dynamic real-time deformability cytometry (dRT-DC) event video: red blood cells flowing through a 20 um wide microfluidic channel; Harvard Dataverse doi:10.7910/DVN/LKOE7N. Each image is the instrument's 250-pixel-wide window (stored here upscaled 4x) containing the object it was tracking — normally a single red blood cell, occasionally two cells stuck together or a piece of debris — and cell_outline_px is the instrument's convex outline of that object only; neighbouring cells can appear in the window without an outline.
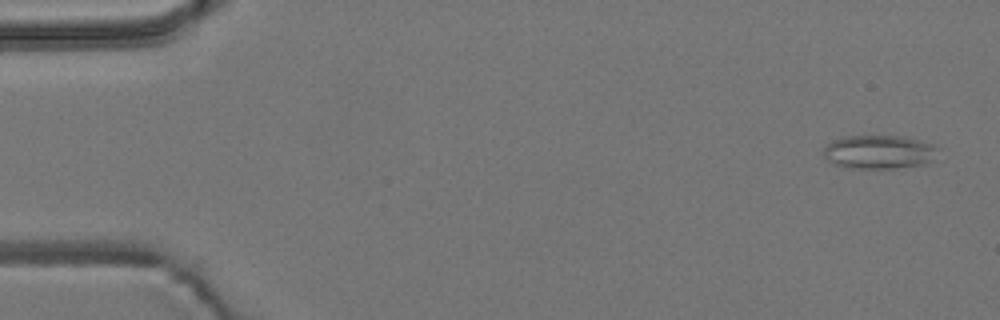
{"species": "common noctule bat (a hibernating species)", "species_latin": "Nyctalus noctula", "temperature_condition": "room temperature", "stored_images_in_passage": 6, "camera_frame_rate_fps": 3000, "um_per_image_px": 0.085, "animal": {"sex": "male", "body_mass_g": 19.2, "forearm_length_mm": 51.8}, "frame": {"image": 1, "passage_image": 1, "time_ms": 0.0, "image_size_px": [1000, 320], "cell_outline_px": [[940, 148], [932, 160], [924, 164], [896, 168], [848, 168], [832, 164], [824, 156], [824, 148], [832, 140], [844, 136], [900, 136], [920, 140], [932, 144]], "centroid_in_image_um": [74.71, 12.92], "position_along_channel_um": 10.3, "area_um2": 22.54}}